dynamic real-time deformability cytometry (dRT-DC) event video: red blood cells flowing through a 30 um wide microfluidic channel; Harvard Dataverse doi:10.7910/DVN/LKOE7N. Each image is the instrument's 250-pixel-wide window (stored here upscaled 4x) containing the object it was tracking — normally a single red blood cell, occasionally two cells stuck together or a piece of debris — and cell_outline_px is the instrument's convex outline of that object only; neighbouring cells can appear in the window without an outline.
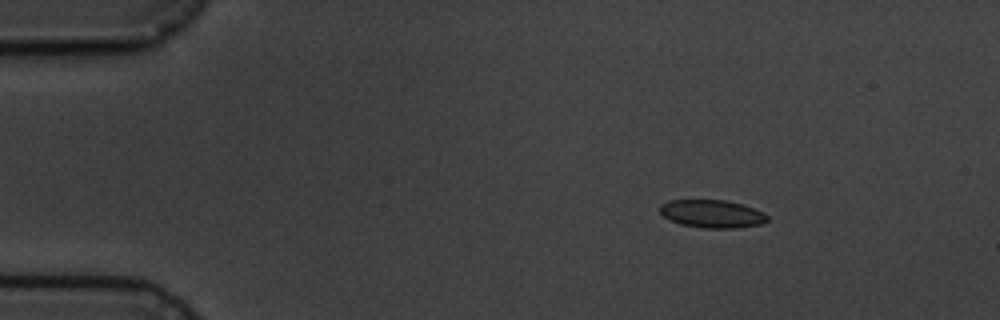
{"species": "common noctule bat (a hibernating species)", "species_latin": "Nyctalus noctula", "temperature_condition": "cold", "stored_images_in_passage": 8, "camera_frame_rate_fps": 3000, "um_per_image_px": 0.085, "animal": {"sex": "male", "body_mass_g": 19.5, "forearm_length_mm": 54.6}, "frame": {"image": 1, "passage_image": 3, "time_ms": 2.333, "image_size_px": [1000, 320], "cell_outline_px": [[768, 220], [760, 224], [736, 228], [704, 228], [680, 224], [668, 220], [660, 212], [660, 204], [668, 200], [724, 200], [740, 204], [764, 212], [768, 216]], "centroid_in_image_um": [60.49, 18.18], "position_along_channel_um": 24.5, "area_um2": 17.46}}
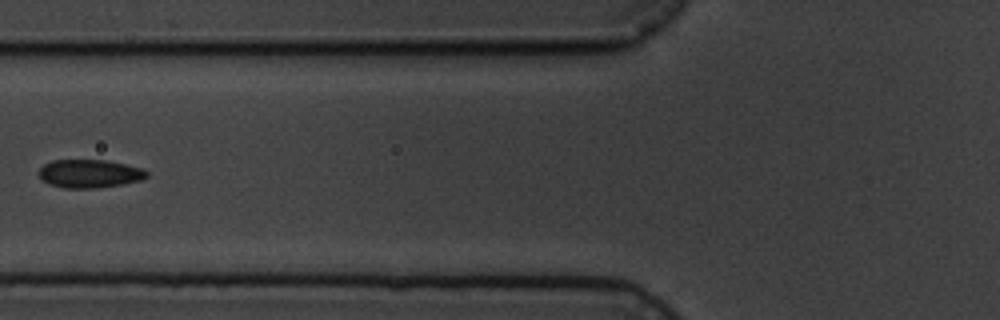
{"frame": {"image": 2, "passage_image": 7, "time_ms": 7.0, "image_size_px": [1000, 320], "cell_outline_px": [[148, 176], [140, 180], [120, 184], [96, 188], [64, 188], [48, 184], [40, 180], [40, 168], [44, 164], [52, 160], [108, 160], [144, 168], [148, 172]], "centroid_in_image_um": [7.61, 14.75], "position_along_channel_um": 118.2, "area_um2": 17.86}}
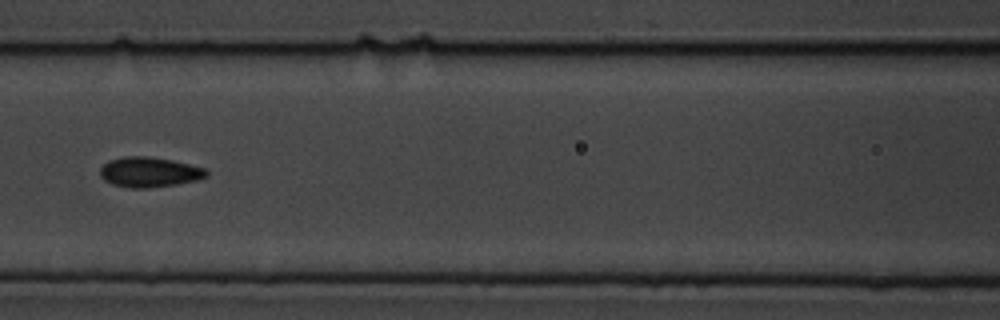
{"frame": {"image": 3, "passage_image": 8, "time_ms": 8.0, "image_size_px": [1000, 320], "cell_outline_px": [[208, 176], [196, 180], [176, 184], [148, 188], [128, 188], [112, 184], [104, 180], [100, 176], [100, 168], [108, 160], [124, 156], [148, 156], [172, 160], [204, 168], [208, 172]], "centroid_in_image_um": [12.65, 14.63], "position_along_channel_um": 153.9, "area_um2": 18.67}}